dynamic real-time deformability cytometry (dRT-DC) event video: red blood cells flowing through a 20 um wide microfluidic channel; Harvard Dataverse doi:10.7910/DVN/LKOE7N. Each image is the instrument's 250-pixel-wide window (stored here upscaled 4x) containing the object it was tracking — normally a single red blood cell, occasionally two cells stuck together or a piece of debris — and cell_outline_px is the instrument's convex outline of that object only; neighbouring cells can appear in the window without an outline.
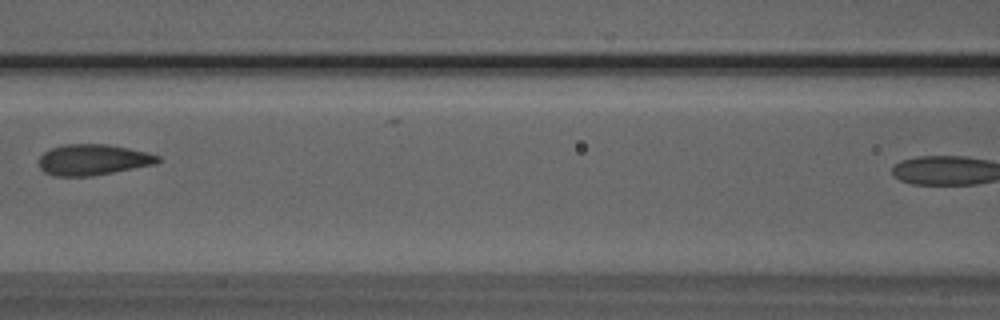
{"species": "Egyptian fruit bat (a non-hibernating species)", "species_latin": "Rousettus aegyptiacus", "temperature_condition": "room temperature", "stored_images_in_passage": 5, "camera_frame_rate_fps": 3000, "um_per_image_px": 0.085, "animal": {"sex": "male"}, "frame": {"image": 1, "passage_image": 4, "time_ms": 1.0, "image_size_px": [1000, 320], "cell_outline_px": [[160, 160], [156, 164], [92, 176], [56, 176], [44, 172], [40, 168], [40, 156], [44, 152], [52, 148], [64, 144], [108, 144], [148, 152], [160, 156]], "centroid_in_image_um": [7.92, 13.57], "position_along_channel_um": 158.7, "area_um2": 21.39}}